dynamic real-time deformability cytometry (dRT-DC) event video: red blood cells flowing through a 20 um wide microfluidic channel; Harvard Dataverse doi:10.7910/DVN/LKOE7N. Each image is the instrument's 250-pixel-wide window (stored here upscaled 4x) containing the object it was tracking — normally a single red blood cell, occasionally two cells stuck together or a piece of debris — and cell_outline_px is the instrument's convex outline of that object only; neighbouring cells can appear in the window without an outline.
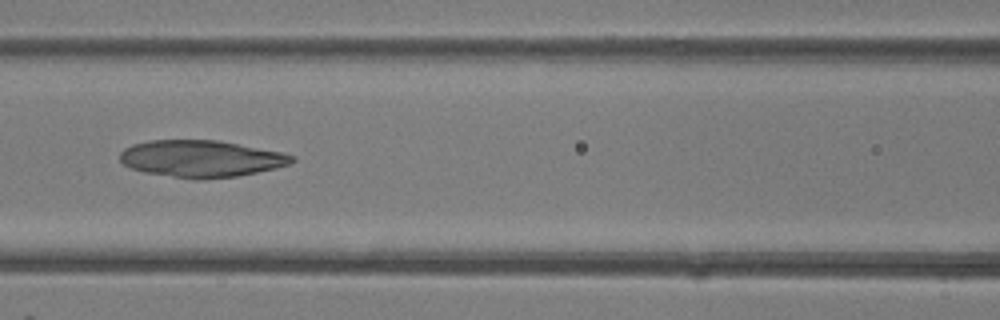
{"species": "common noctule bat (a hibernating species)", "species_latin": "Nyctalus noctula", "temperature_condition": "room temperature", "stored_images_in_passage": 33, "camera_frame_rate_fps": 3000, "um_per_image_px": 0.085, "animal": {"sex": "female"}, "frame": {"image": 1, "passage_image": 10, "time_ms": 3.0, "image_size_px": [1000, 320], "cell_outline_px": [[296, 160], [292, 164], [276, 168], [236, 176], [200, 180], [192, 180], [144, 172], [132, 168], [124, 164], [120, 160], [120, 152], [124, 148], [132, 144], [148, 140], [220, 140], [284, 152], [296, 156]], "centroid_in_image_um": [17.13, 13.48], "position_along_channel_um": 149.5, "area_um2": 37.45}}
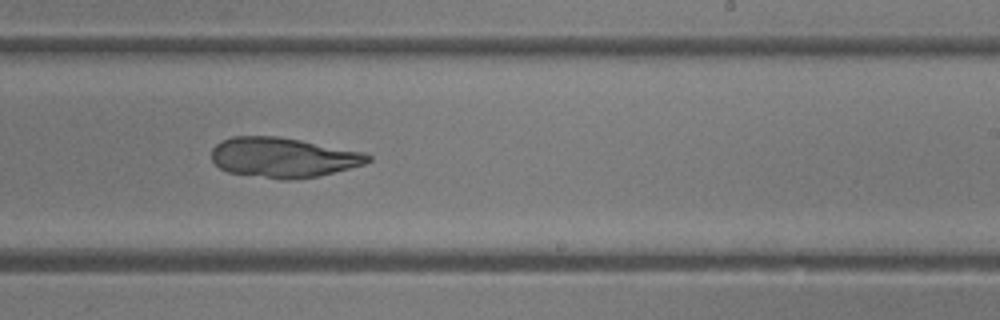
{"frame": {"image": 2, "passage_image": 17, "time_ms": 5.333, "image_size_px": [1000, 320], "cell_outline_px": [[372, 160], [364, 164], [320, 176], [288, 180], [284, 180], [228, 172], [220, 168], [212, 160], [212, 148], [220, 140], [232, 136], [276, 136], [300, 140], [364, 152], [372, 156]], "centroid_in_image_um": [24.07, 13.38], "position_along_channel_um": 264.9, "area_um2": 36.41}}
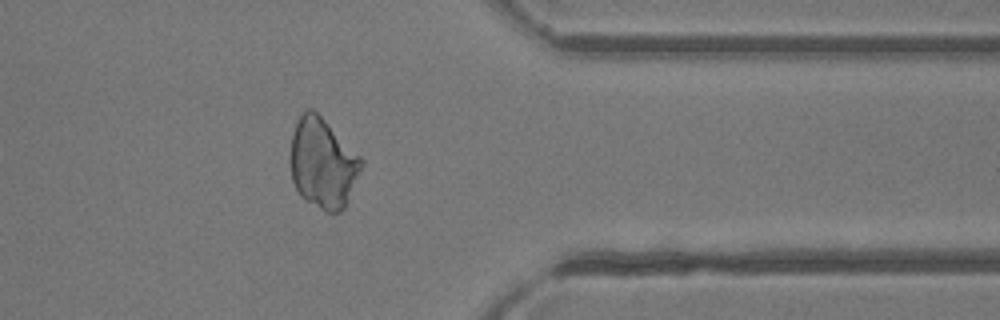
{"frame": {"image": 3, "passage_image": 25, "time_ms": 8.0, "image_size_px": [1000, 320], "cell_outline_px": [[364, 164], [344, 208], [340, 212], [324, 212], [300, 196], [292, 180], [288, 160], [292, 132], [296, 120], [308, 108], [312, 108], [364, 160]], "centroid_in_image_um": [27.4, 13.89], "position_along_channel_um": 384.0, "area_um2": 37.4}}